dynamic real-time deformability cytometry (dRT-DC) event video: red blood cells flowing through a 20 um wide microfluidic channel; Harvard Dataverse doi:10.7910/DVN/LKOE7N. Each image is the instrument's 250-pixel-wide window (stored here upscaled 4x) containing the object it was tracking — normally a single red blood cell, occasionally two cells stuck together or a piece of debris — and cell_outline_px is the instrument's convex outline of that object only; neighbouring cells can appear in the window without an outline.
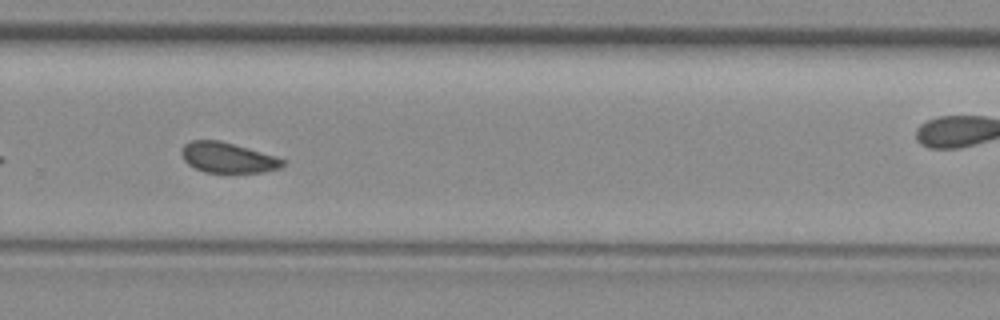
{"species": "common noctule bat (a hibernating species)", "species_latin": "Nyctalus noctula", "temperature_condition": "room temperature", "stored_images_in_passage": 25, "camera_frame_rate_fps": 3000, "um_per_image_px": 0.085, "animal": {"sex": "female", "body_mass_g": 29.2, "forearm_length_mm": 56.3}, "frame": {"image": 1, "passage_image": 21, "time_ms": 6.667, "image_size_px": [1000, 320], "cell_outline_px": [[288, 160], [280, 168], [260, 172], [204, 172], [188, 164], [184, 160], [180, 152], [184, 144], [192, 140], [220, 140], [276, 156]], "centroid_in_image_um": [19.36, 13.39], "position_along_channel_um": 310.4, "area_um2": 17.86}}